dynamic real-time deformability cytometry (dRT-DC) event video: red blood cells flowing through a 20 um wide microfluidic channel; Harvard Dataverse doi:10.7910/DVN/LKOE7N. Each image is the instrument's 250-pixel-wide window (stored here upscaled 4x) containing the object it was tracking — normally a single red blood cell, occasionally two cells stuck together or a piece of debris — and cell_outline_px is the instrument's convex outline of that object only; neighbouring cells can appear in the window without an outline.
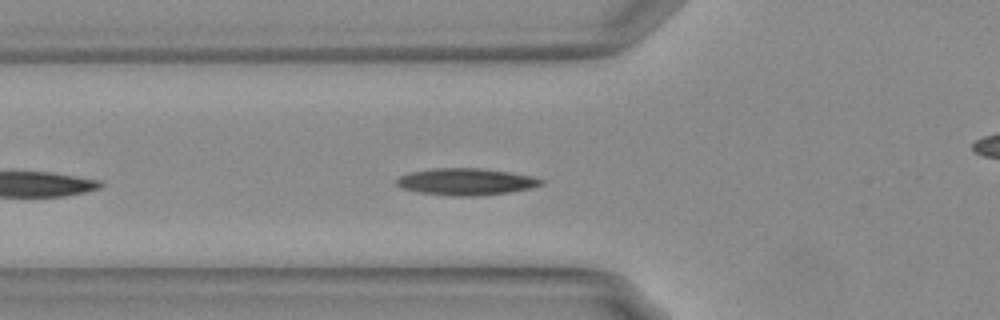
{"species": "Egyptian fruit bat (a non-hibernating species)", "species_latin": "Rousettus aegyptiacus", "temperature_condition": "warm", "stored_images_in_passage": 17, "camera_frame_rate_fps": 3000, "um_per_image_px": 0.085, "animal": {"sex": "female"}, "frame": {"image": 1, "passage_image": 6, "time_ms": 1.667, "image_size_px": [1000, 320], "cell_outline_px": [[544, 184], [532, 188], [508, 192], [480, 196], [452, 196], [420, 192], [404, 188], [396, 184], [396, 180], [400, 176], [412, 172], [436, 168], [480, 168], [508, 172], [532, 176], [544, 180]], "centroid_in_image_um": [39.66, 15.45], "position_along_channel_um": 86.1, "area_um2": 22.43}}